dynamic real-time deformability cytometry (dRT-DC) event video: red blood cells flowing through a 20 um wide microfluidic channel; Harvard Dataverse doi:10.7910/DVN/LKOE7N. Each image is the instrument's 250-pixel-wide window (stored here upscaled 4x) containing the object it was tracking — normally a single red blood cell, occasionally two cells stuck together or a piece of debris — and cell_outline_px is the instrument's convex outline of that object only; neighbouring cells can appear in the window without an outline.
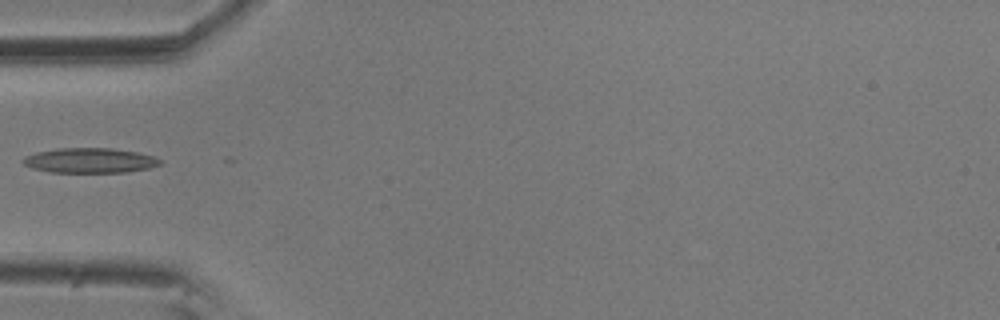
{"species": "common noctule bat (a hibernating species)", "species_latin": "Nyctalus noctula", "temperature_condition": "room temperature", "stored_images_in_passage": 3, "camera_frame_rate_fps": 3000, "um_per_image_px": 0.085, "animal": {"sex": "male", "body_mass_g": 20.5, "forearm_length_mm": 52.5}, "frame": {"image": 1, "passage_image": 3, "time_ms": 0.667, "image_size_px": [1000, 320], "cell_outline_px": [[164, 164], [148, 168], [128, 172], [48, 172], [32, 168], [24, 164], [20, 160], [24, 156], [36, 152], [60, 148], [112, 148], [136, 152], [156, 156], [164, 160]], "centroid_in_image_um": [7.68, 13.64], "position_along_channel_um": 77.3, "area_um2": 20.17}}